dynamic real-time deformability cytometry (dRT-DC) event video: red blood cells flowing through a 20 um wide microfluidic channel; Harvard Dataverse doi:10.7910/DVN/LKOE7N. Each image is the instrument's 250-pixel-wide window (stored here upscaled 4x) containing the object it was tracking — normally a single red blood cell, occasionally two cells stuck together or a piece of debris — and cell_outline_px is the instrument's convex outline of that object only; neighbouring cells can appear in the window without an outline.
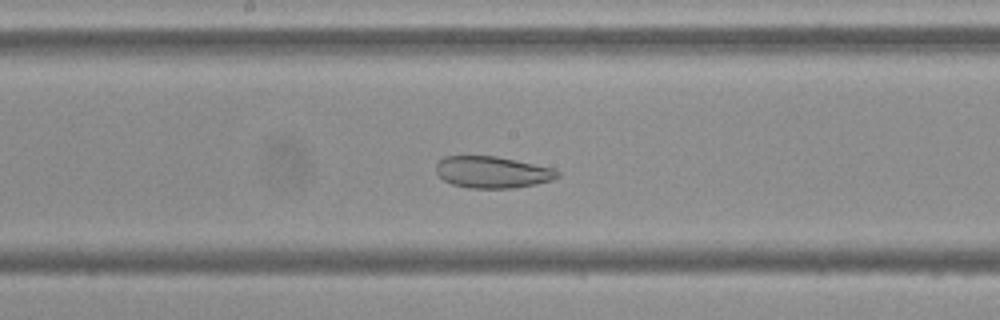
{"species": "Egyptian fruit bat (a non-hibernating species)", "species_latin": "Rousettus aegyptiacus", "temperature_condition": "cold", "stored_images_in_passage": 39, "camera_frame_rate_fps": 3000, "um_per_image_px": 0.085, "frame": {"image": 1, "passage_image": 13, "time_ms": 4.0, "image_size_px": [1000, 320], "cell_outline_px": [[560, 176], [552, 180], [516, 188], [468, 188], [452, 184], [444, 180], [436, 172], [436, 164], [444, 156], [496, 156], [552, 168], [560, 172]], "centroid_in_image_um": [41.84, 14.64], "position_along_channel_um": 206.4, "area_um2": 22.31}}
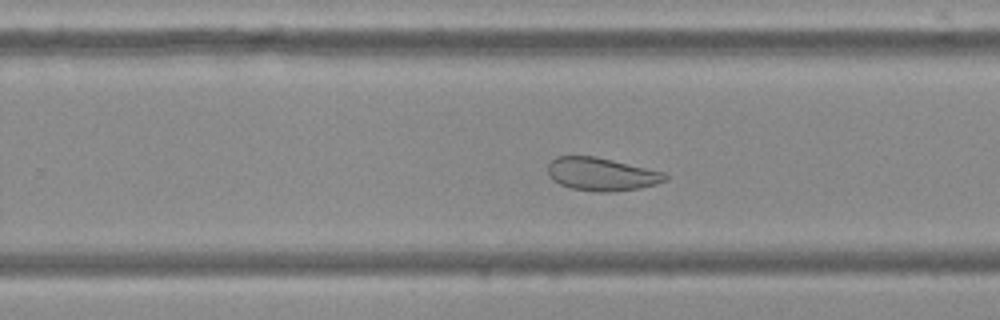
{"frame": {"image": 2, "passage_image": 19, "time_ms": 6.0, "image_size_px": [1000, 320], "cell_outline_px": [[668, 180], [656, 184], [640, 188], [608, 192], [596, 192], [572, 188], [560, 184], [548, 172], [548, 164], [556, 156], [596, 156], [664, 172], [668, 176]], "centroid_in_image_um": [51.17, 14.8], "position_along_channel_um": 278.6, "area_um2": 22.43}}
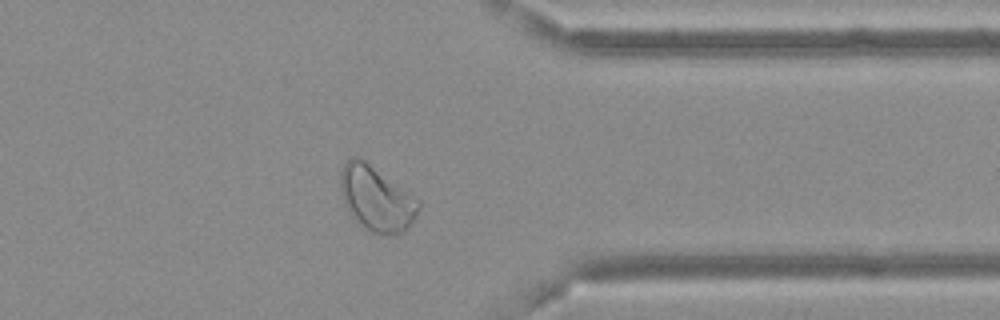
{"frame": {"image": 3, "passage_image": 28, "time_ms": 9.0, "image_size_px": [1000, 320], "cell_outline_px": [[420, 208], [412, 224], [404, 232], [384, 236], [372, 232], [356, 224], [348, 212], [344, 204], [340, 188], [340, 172], [344, 164], [352, 156], [356, 156], [364, 160], [420, 200]], "centroid_in_image_um": [31.98, 16.92], "position_along_channel_um": 379.4, "area_um2": 29.82}, "authors_computed_cell_mechanics": {"area_um2": 26.0678, "velocity_mm_per_s": 3.6235, "shape_relaxation_time_tau1_ms": null, "shape_relaxation_time_tau2_ms": 2.7917, "deformation_change_tau1": null, "deformation_change_tau2": 0.0924}}